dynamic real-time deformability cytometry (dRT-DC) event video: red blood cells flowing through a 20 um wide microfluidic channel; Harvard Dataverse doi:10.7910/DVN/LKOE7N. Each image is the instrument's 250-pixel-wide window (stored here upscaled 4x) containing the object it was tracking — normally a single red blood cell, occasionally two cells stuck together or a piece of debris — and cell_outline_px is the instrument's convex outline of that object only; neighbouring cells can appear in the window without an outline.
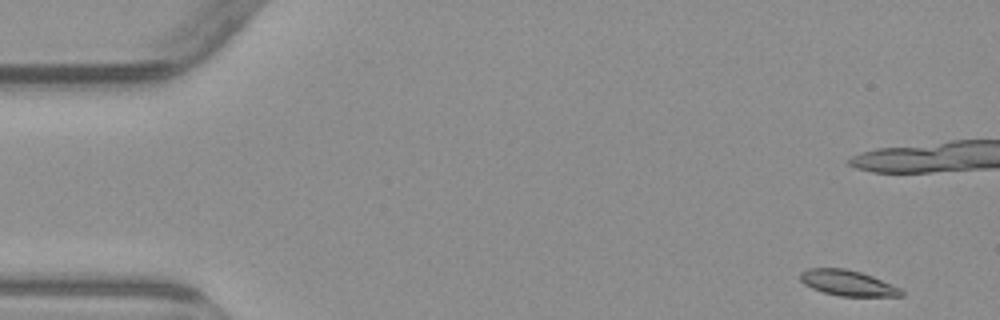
{"species": "common noctule bat (a hibernating species)", "species_latin": "Nyctalus noctula", "temperature_condition": "warm", "stored_images_in_passage": 8, "camera_frame_rate_fps": 3000, "um_per_image_px": 0.085, "animal": {"sex": "male", "body_mass_g": 23.1, "forearm_length_mm": 52.7}, "frame": {"image": 1, "passage_image": 1, "time_ms": 0.0, "image_size_px": [1000, 320], "cell_outline_px": [[904, 296], [840, 296], [824, 292], [812, 288], [804, 284], [800, 280], [800, 272], [808, 268], [844, 268], [860, 272], [872, 276], [892, 284], [900, 288], [904, 292]], "centroid_in_image_um": [72.05, 24.05], "position_along_channel_um": 12.9, "area_um2": 15.03}}
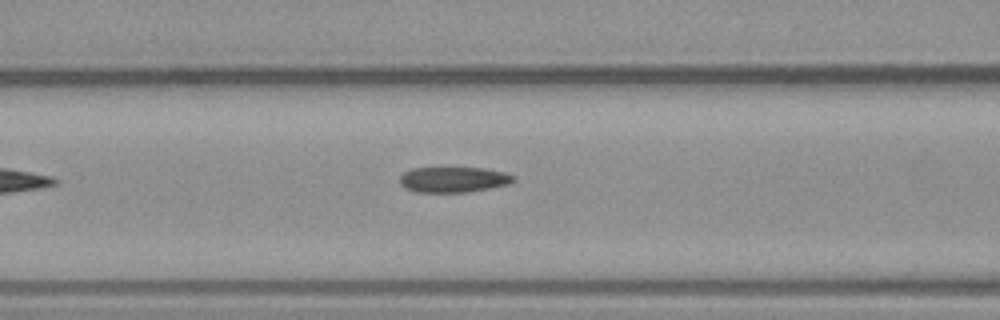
{"frame": {"image": 2, "passage_image": 7, "time_ms": 8.0, "image_size_px": [1000, 320], "cell_outline_px": [[516, 180], [512, 184], [468, 192], [416, 192], [404, 188], [400, 184], [400, 176], [404, 172], [412, 168], [484, 168], [504, 172], [516, 176]], "centroid_in_image_um": [38.58, 15.27], "position_along_channel_um": 128.0, "area_um2": 17.11}}